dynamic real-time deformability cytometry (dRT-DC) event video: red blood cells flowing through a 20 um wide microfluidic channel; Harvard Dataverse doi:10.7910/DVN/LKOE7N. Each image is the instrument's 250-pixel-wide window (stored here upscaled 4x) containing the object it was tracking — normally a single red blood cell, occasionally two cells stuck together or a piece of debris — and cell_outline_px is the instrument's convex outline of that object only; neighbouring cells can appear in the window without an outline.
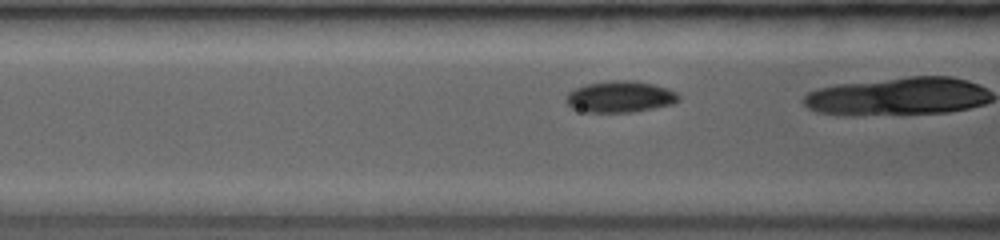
{"species": "common noctule bat (a hibernating species)", "species_latin": "Nyctalus noctula", "temperature_condition": "room temperature", "stored_images_in_passage": 8, "camera_frame_rate_fps": 3500, "um_per_image_px": 0.085, "animal": {"sex": "female", "body_mass_g": 19.0, "forearm_length_mm": 53.3}, "frame": {"image": 1, "passage_image": 7, "time_ms": 2.0, "image_size_px": [1000, 240], "cell_outline_px": [[680, 96], [672, 104], [652, 108], [628, 112], [588, 112], [572, 108], [568, 104], [568, 92], [584, 84], [612, 80], [632, 80], [652, 84], [676, 92]], "centroid_in_image_um": [52.68, 8.21], "position_along_channel_um": 113.9, "area_um2": 20.17}}